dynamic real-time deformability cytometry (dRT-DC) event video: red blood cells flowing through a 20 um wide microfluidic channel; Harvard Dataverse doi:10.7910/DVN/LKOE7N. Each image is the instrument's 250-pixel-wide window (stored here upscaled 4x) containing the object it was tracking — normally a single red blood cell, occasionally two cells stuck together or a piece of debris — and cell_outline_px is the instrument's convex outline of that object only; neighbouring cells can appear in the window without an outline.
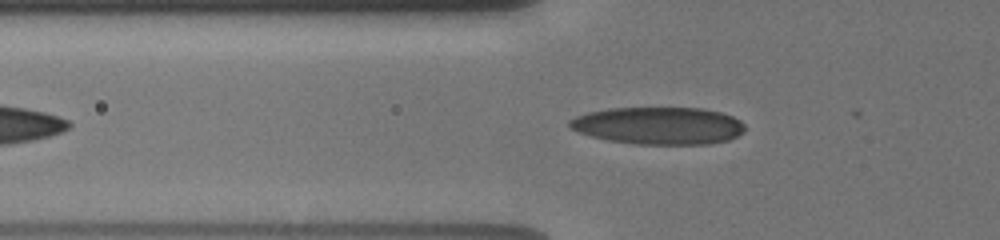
{"species": "human", "species_latin": "Homo sapiens", "temperature_condition": "cold", "stored_images_in_passage": 45, "camera_frame_rate_fps": 3000, "um_per_image_px": 0.085, "donor": {"sex": "male"}, "frame": {"image": 1, "passage_image": 17, "time_ms": 2.667, "image_size_px": [1000, 240], "cell_outline_px": [[744, 132], [728, 140], [708, 144], [636, 144], [608, 140], [592, 136], [580, 132], [572, 128], [568, 124], [568, 120], [576, 116], [588, 112], [608, 108], [704, 108], [720, 112], [732, 116], [740, 120], [744, 124]], "centroid_in_image_um": [55.99, 10.67], "position_along_channel_um": 69.8, "area_um2": 38.15}}
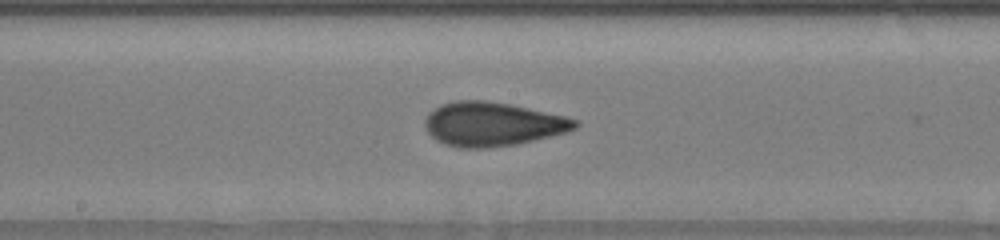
{"frame": {"image": 2, "passage_image": 30, "time_ms": 6.333, "image_size_px": [1000, 240], "cell_outline_px": [[580, 124], [576, 128], [564, 132], [532, 140], [512, 144], [480, 148], [460, 148], [436, 140], [428, 132], [424, 124], [424, 120], [440, 104], [452, 100], [484, 100], [508, 104], [528, 108], [564, 116], [576, 120]], "centroid_in_image_um": [41.83, 10.53], "position_along_channel_um": 206.4, "area_um2": 37.74}}
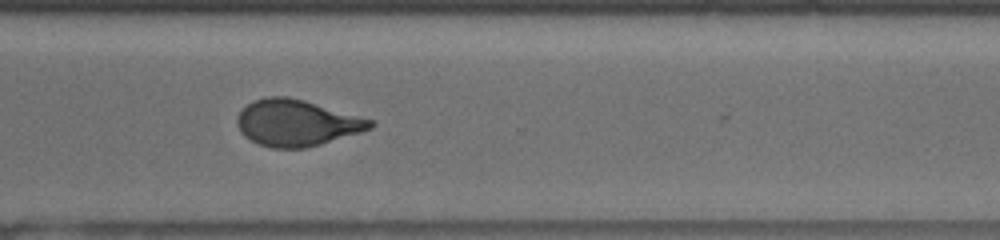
{"frame": {"image": 3, "passage_image": 44, "time_ms": 10.0, "image_size_px": [1000, 240], "cell_outline_px": [[376, 124], [372, 128], [360, 132], [320, 144], [304, 148], [272, 148], [260, 144], [244, 136], [240, 132], [236, 124], [236, 120], [240, 112], [252, 100], [268, 96], [288, 96], [304, 100], [372, 120]], "centroid_in_image_um": [25.18, 10.44], "position_along_channel_um": 345.4, "area_um2": 35.66}}